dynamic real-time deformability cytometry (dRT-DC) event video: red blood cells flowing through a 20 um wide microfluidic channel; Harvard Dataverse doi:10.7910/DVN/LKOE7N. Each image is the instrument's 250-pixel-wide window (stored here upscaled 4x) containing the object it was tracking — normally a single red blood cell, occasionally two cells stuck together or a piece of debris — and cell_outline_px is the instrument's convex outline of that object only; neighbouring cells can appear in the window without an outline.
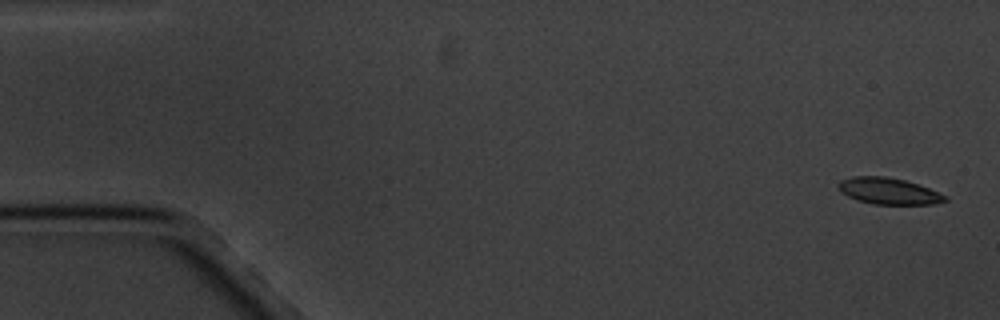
{"species": "common noctule bat (a hibernating species)", "species_latin": "Nyctalus noctula", "temperature_condition": "cold", "stored_images_in_passage": 4, "camera_frame_rate_fps": 3000, "um_per_image_px": 0.085, "animal": {"sex": "male", "body_mass_g": 20.1, "forearm_length_mm": 53.5}, "frame": {"image": 1, "passage_image": 1, "time_ms": 0.0, "image_size_px": [1000, 320], "cell_outline_px": [[948, 200], [932, 204], [872, 204], [856, 200], [840, 192], [836, 188], [836, 184], [840, 180], [852, 176], [884, 176], [904, 180], [928, 188], [948, 196]], "centroid_in_image_um": [75.47, 16.24], "position_along_channel_um": 9.5, "area_um2": 16.53}}
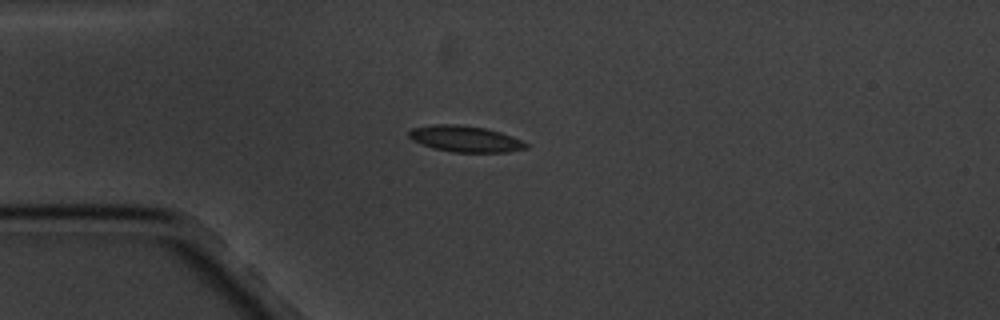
{"frame": {"image": 2, "passage_image": 4, "time_ms": 4.333, "image_size_px": [1000, 320], "cell_outline_px": [[528, 148], [508, 152], [452, 152], [432, 148], [412, 140], [408, 136], [408, 132], [412, 128], [432, 124], [452, 124], [484, 128], [500, 132], [512, 136], [528, 144]], "centroid_in_image_um": [39.52, 11.81], "position_along_channel_um": 45.5, "area_um2": 17.8}}